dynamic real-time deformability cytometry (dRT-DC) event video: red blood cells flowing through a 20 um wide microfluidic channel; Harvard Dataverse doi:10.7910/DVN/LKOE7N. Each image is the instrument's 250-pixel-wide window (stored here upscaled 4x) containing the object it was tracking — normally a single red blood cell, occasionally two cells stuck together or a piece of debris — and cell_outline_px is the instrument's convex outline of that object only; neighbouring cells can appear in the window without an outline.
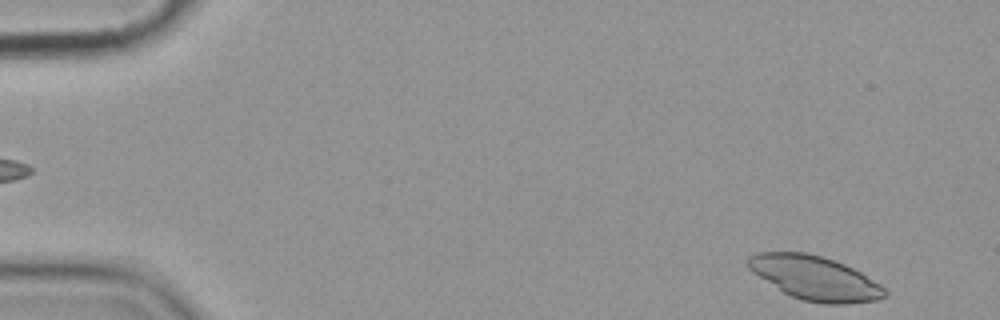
{"species": "common noctule bat (a hibernating species)", "species_latin": "Nyctalus noctula", "temperature_condition": "cold", "stored_images_in_passage": 5, "segment_of_instrument_passage": [2, 2], "camera_frame_rate_fps": 3000, "um_per_image_px": 0.085, "animal": {"sex": "female", "body_mass_g": 19.9}, "frame": {"image": 1, "passage_image": 5, "time_ms": 5.0, "image_size_px": [1000, 320], "cell_outline_px": [[888, 292], [884, 296], [876, 300], [848, 304], [824, 304], [800, 300], [784, 292], [752, 272], [748, 268], [748, 256], [756, 252], [804, 252], [820, 256], [844, 264], [860, 272], [880, 284]], "centroid_in_image_um": [69.26, 23.64], "position_along_channel_um": 15.7, "area_um2": 34.8}}